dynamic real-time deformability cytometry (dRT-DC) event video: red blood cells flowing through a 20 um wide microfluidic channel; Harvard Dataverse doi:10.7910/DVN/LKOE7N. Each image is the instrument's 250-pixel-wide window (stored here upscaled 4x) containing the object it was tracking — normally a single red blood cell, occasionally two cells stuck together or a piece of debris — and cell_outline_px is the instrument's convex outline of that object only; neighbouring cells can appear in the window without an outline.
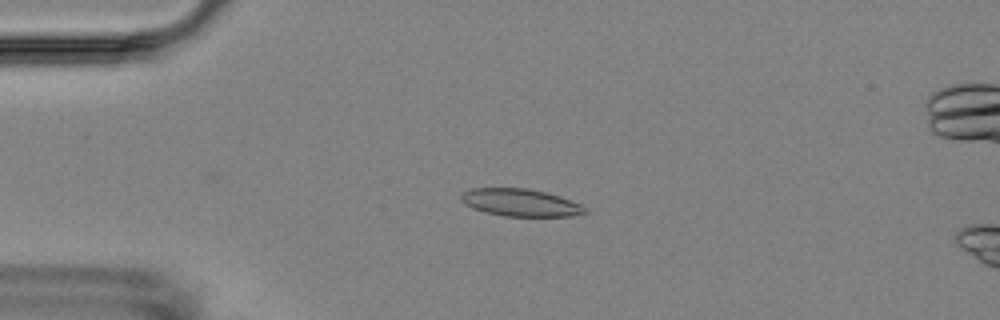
{"species": "Egyptian fruit bat (a non-hibernating species)", "species_latin": "Rousettus aegyptiacus", "temperature_condition": "room temperature", "stored_images_in_passage": 5, "camera_frame_rate_fps": 3000, "um_per_image_px": 0.085, "animal": {"sex": "female"}, "frame": {"image": 1, "passage_image": 3, "time_ms": 2.333, "image_size_px": [1000, 320], "cell_outline_px": [[588, 212], [572, 216], [504, 216], [484, 212], [472, 208], [464, 204], [460, 200], [460, 196], [464, 192], [472, 188], [528, 188], [560, 196], [580, 204], [588, 208]], "centroid_in_image_um": [44.23, 17.22], "position_along_channel_um": 40.8, "area_um2": 19.88}}